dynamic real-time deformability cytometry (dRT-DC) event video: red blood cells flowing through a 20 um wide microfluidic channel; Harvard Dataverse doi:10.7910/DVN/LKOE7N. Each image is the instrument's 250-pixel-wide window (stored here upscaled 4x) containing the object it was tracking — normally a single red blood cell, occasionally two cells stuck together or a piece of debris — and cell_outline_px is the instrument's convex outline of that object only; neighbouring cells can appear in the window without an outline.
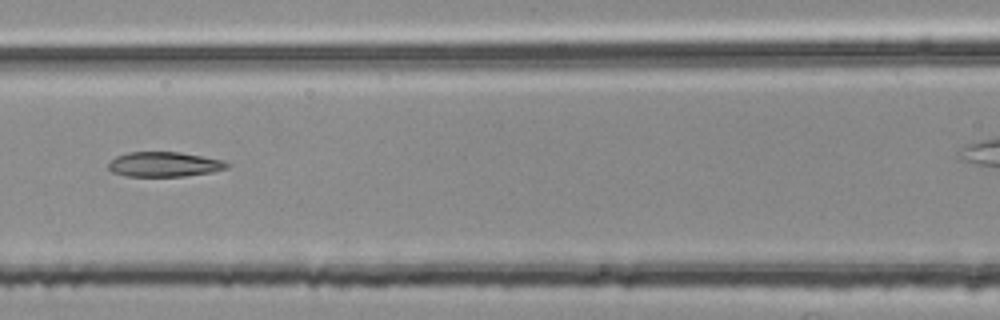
{"species": "common noctule bat (a hibernating species)", "species_latin": "Nyctalus noctula", "temperature_condition": "room temperature", "stored_images_in_passage": 44, "segment_of_instrument_passage": [2, 2], "camera_frame_rate_fps": 3000, "um_per_image_px": 0.085, "animal": {"sex": "female", "body_mass_g": 25.1}, "frame": {"image": 1, "passage_image": 21, "time_ms": 6.667, "image_size_px": [1000, 320], "cell_outline_px": [[228, 168], [212, 172], [184, 176], [124, 176], [112, 172], [108, 168], [108, 164], [116, 156], [128, 152], [180, 152], [224, 160], [228, 164]], "centroid_in_image_um": [13.95, 13.97], "position_along_channel_um": 152.6, "area_um2": 17.17}}
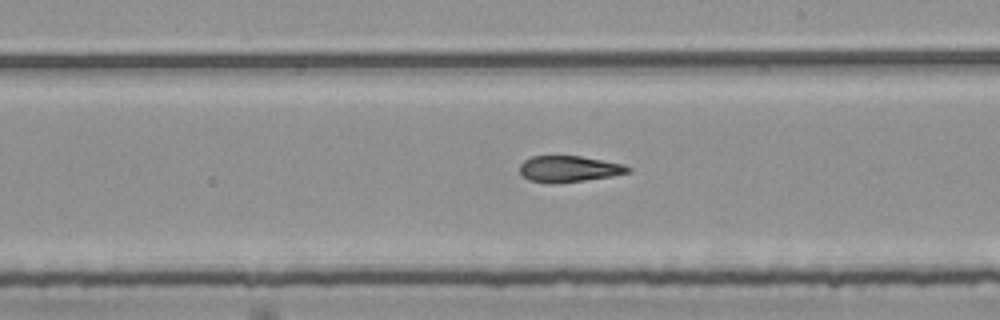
{"frame": {"image": 2, "passage_image": 28, "time_ms": 9.0, "image_size_px": [1000, 320], "cell_outline_px": [[632, 172], [612, 176], [556, 184], [548, 184], [528, 180], [520, 172], [520, 164], [524, 160], [532, 156], [580, 156], [624, 164], [632, 168]], "centroid_in_image_um": [48.37, 14.37], "position_along_channel_um": 240.6, "area_um2": 16.7}}
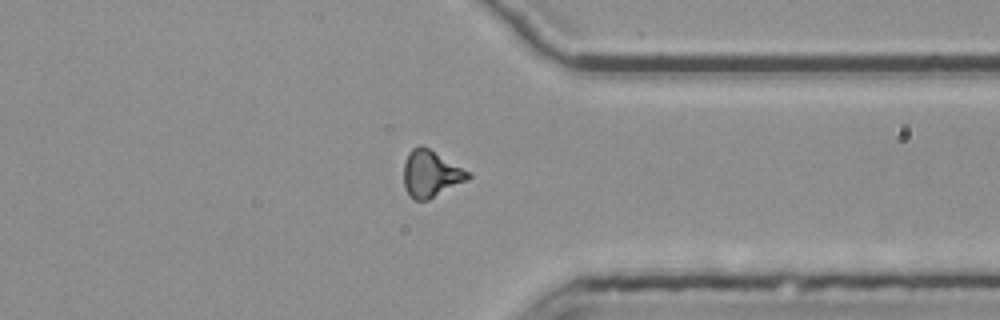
{"frame": {"image": 3, "passage_image": 39, "time_ms": 12.667, "image_size_px": [1000, 320], "cell_outline_px": [[472, 176], [468, 180], [428, 200], [416, 200], [404, 188], [404, 164], [408, 152], [412, 148], [420, 144], [428, 148], [472, 172]], "centroid_in_image_um": [36.65, 14.76], "position_along_channel_um": 374.7, "area_um2": 17.57}}